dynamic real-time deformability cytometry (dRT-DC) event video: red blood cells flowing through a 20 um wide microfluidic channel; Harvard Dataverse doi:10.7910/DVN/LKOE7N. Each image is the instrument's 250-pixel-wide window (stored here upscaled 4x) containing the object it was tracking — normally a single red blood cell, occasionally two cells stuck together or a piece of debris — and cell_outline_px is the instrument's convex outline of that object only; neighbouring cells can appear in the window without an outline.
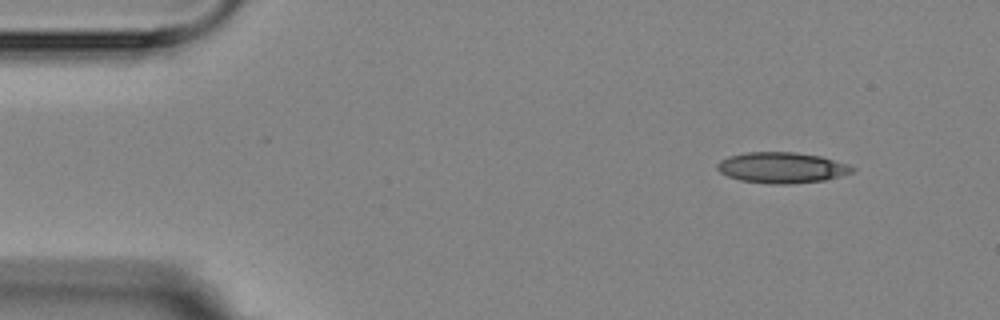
{"species": "Egyptian fruit bat (a non-hibernating species)", "species_latin": "Rousettus aegyptiacus", "temperature_condition": "room temperature", "stored_images_in_passage": 4, "camera_frame_rate_fps": 3000, "um_per_image_px": 0.085, "animal": {"sex": "female"}, "frame": {"image": 1, "passage_image": 1, "time_ms": 0.0, "image_size_px": [1000, 320], "cell_outline_px": [[856, 168], [852, 172], [840, 176], [824, 180], [788, 184], [768, 184], [740, 180], [728, 176], [720, 172], [716, 168], [716, 164], [720, 160], [728, 156], [748, 152], [796, 152], [820, 156], [848, 164]], "centroid_in_image_um": [66.43, 14.25], "position_along_channel_um": 18.6, "area_um2": 24.28}}
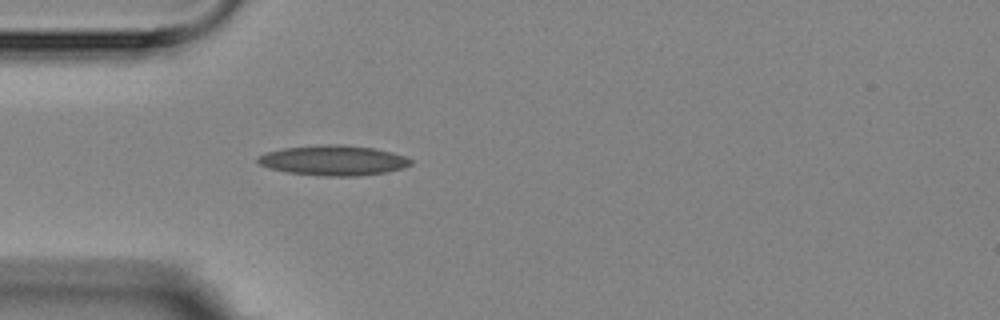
{"frame": {"image": 2, "passage_image": 4, "time_ms": 3.333, "image_size_px": [1000, 320], "cell_outline_px": [[412, 164], [404, 168], [388, 172], [356, 176], [324, 176], [288, 172], [268, 168], [260, 164], [256, 160], [256, 156], [268, 152], [284, 148], [376, 148], [392, 152], [404, 156], [412, 160]], "centroid_in_image_um": [28.37, 13.7], "position_along_channel_um": 56.6, "area_um2": 25.37}}